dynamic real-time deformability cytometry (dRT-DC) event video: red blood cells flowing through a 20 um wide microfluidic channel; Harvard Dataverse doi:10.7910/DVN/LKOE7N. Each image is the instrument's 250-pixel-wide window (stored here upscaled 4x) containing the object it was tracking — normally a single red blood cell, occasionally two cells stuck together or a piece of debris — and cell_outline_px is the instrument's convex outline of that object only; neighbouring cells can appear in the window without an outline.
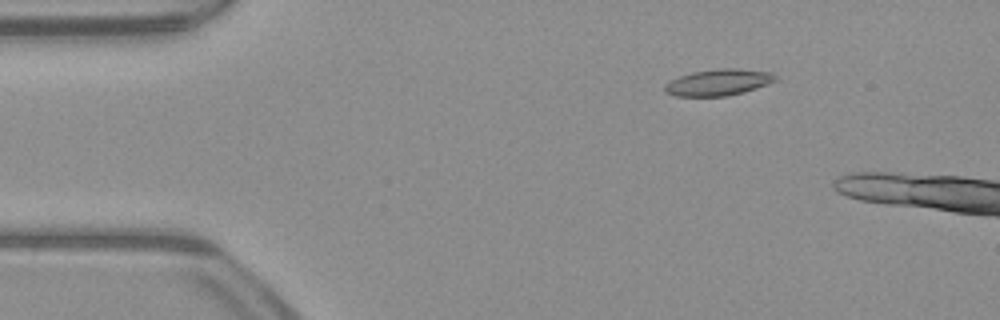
{"species": "common noctule bat (a hibernating species)", "species_latin": "Nyctalus noctula", "temperature_condition": "warm", "stored_images_in_passage": 11, "camera_frame_rate_fps": 3000, "um_per_image_px": 0.085, "animal": {"sex": "male", "body_mass_g": 23.1, "forearm_length_mm": 52.7}, "frame": {"image": 1, "passage_image": 4, "time_ms": 1.0, "image_size_px": [1000, 320], "cell_outline_px": [[776, 80], [768, 84], [744, 92], [728, 96], [676, 96], [664, 92], [664, 84], [680, 76], [692, 72], [720, 68], [736, 68], [772, 72], [776, 76]], "centroid_in_image_um": [61.07, 7.0], "position_along_channel_um": 23.9, "area_um2": 17.05}}